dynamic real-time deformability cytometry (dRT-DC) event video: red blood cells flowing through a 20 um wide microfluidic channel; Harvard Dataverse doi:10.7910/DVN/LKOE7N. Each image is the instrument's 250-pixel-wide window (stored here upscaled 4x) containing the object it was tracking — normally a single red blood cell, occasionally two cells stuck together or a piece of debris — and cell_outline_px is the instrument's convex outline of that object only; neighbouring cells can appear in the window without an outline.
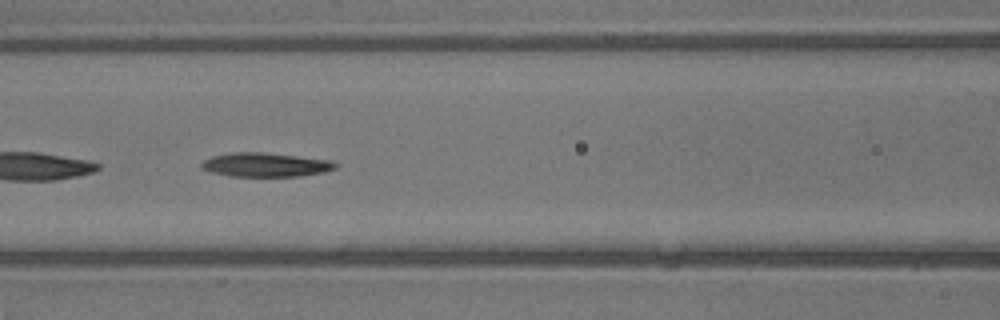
{"species": "common noctule bat (a hibernating species)", "species_latin": "Nyctalus noctula", "temperature_condition": "warm", "stored_images_in_passage": 41, "camera_frame_rate_fps": 3000, "um_per_image_px": 0.085, "animal": {"sex": "male", "body_mass_g": 13.3}, "frame": {"image": 1, "passage_image": 13, "time_ms": 4.0, "image_size_px": [1000, 320], "cell_outline_px": [[340, 164], [336, 168], [324, 172], [296, 176], [228, 176], [212, 172], [204, 168], [200, 164], [204, 160], [212, 156], [232, 152], [264, 152], [332, 160]], "centroid_in_image_um": [22.61, 13.99], "position_along_channel_um": 144.0, "area_um2": 18.73}}
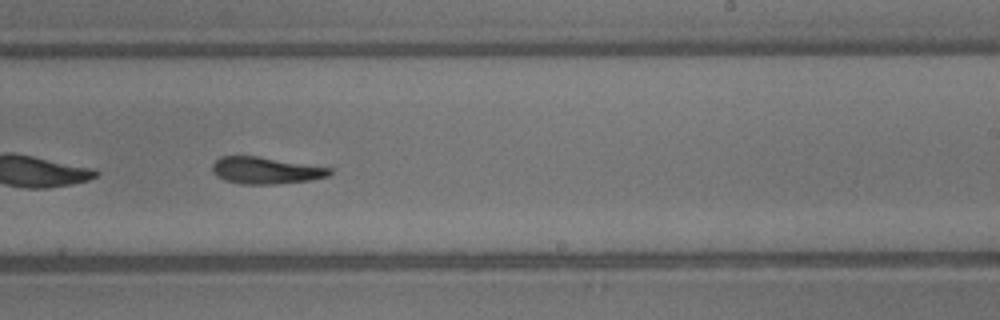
{"frame": {"image": 2, "passage_image": 22, "time_ms": 7.0, "image_size_px": [1000, 320], "cell_outline_px": [[332, 172], [328, 176], [312, 180], [276, 184], [244, 184], [228, 180], [212, 172], [212, 164], [220, 156], [256, 156], [332, 168]], "centroid_in_image_um": [22.61, 14.48], "position_along_channel_um": 266.4, "area_um2": 18.09}}
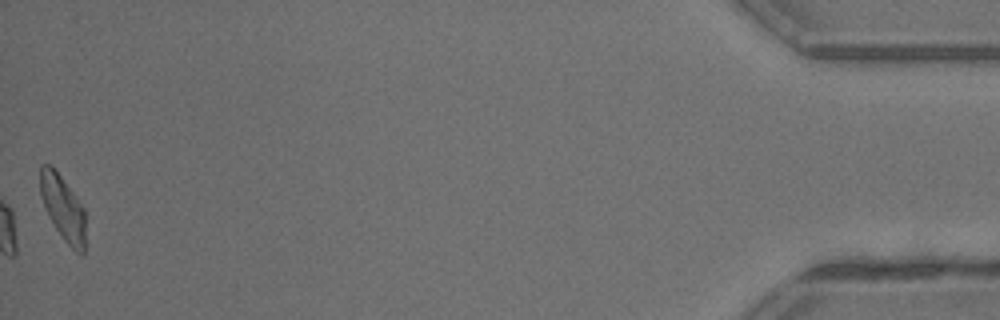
{"frame": {"image": 3, "passage_image": 41, "time_ms": 13.333, "image_size_px": [1000, 320], "cell_outline_px": [[84, 256], [80, 256], [64, 240], [48, 216], [44, 208], [40, 196], [40, 164], [48, 164], [60, 176], [76, 196], [84, 208]], "centroid_in_image_um": [5.33, 17.7], "position_along_channel_um": 429.9, "area_um2": 16.99}, "authors_computed_cell_mechanics": {"area_um2": 18.785, "velocity_mm_per_s": 4.1009, "shape_relaxation_time_tau1_ms": null, "shape_relaxation_time_tau2_ms": 6.1003, "deformation_change_tau1": null, "deformation_change_tau2": 0.1502}}